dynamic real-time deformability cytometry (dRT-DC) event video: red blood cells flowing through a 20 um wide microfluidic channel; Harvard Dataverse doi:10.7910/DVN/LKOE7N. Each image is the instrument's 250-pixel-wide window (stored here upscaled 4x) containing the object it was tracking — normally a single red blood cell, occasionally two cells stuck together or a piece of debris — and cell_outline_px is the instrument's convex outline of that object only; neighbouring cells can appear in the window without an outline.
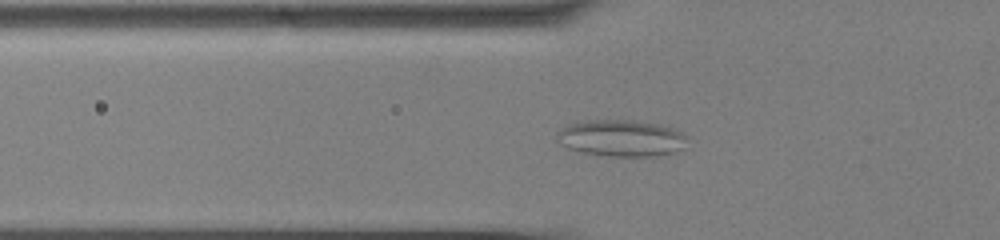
{"species": "common noctule bat (a hibernating species)", "species_latin": "Nyctalus noctula", "temperature_condition": "cold", "stored_images_in_passage": 59, "segment_of_instrument_passage": [1, 2], "camera_frame_rate_fps": 3000, "um_per_image_px": 0.085, "animal": {"sex": "male", "body_mass_g": 13.0, "forearm_length_mm": 53.1}, "frame": {"image": 1, "passage_image": 21, "time_ms": 6.667, "image_size_px": [1000, 240], "cell_outline_px": [[688, 148], [676, 152], [656, 156], [608, 156], [580, 152], [568, 148], [560, 144], [556, 140], [556, 132], [560, 128], [576, 120], [632, 120], [660, 124], [684, 132], [688, 136]], "centroid_in_image_um": [52.83, 11.74], "position_along_channel_um": 73.0, "area_um2": 28.67}}
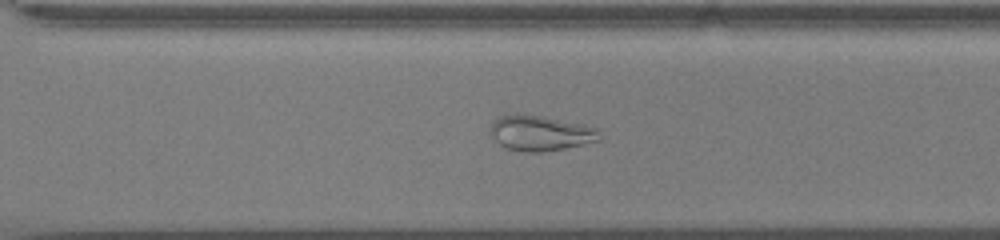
{"frame": {"image": 2, "passage_image": 42, "time_ms": 13.667, "image_size_px": [1000, 240], "cell_outline_px": [[600, 140], [584, 144], [564, 148], [540, 152], [524, 152], [504, 148], [488, 132], [492, 120], [500, 116], [512, 112], [516, 112], [540, 116], [580, 124], [596, 128]], "centroid_in_image_um": [45.83, 11.3], "position_along_channel_um": 324.8, "area_um2": 22.48}}
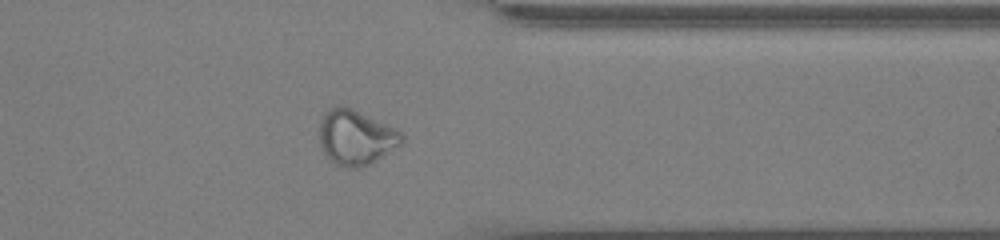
{"frame": {"image": 3, "passage_image": 47, "time_ms": 15.333, "image_size_px": [1000, 240], "cell_outline_px": [[404, 144], [400, 148], [360, 168], [344, 168], [336, 164], [324, 152], [320, 144], [320, 124], [324, 112], [328, 108], [336, 104], [352, 108], [396, 128], [404, 136]], "centroid_in_image_um": [30.29, 11.67], "position_along_channel_um": 381.1, "area_um2": 26.76}}